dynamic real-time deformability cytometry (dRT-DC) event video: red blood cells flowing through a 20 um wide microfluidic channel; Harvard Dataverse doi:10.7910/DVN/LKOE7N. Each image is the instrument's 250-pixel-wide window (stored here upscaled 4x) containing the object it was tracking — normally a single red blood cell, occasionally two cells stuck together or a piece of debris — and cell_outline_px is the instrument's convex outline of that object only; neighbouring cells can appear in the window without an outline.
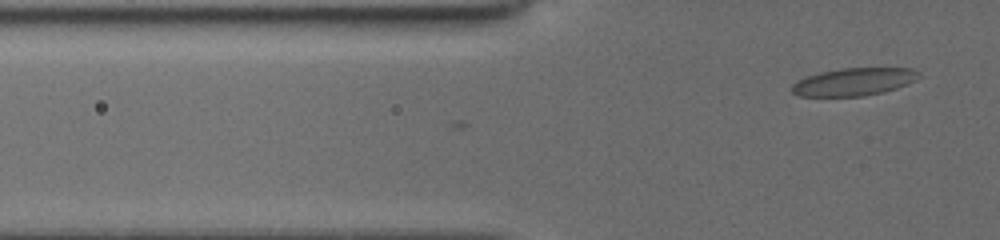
{"species": "common noctule bat (a hibernating species)", "species_latin": "Nyctalus noctula", "temperature_condition": "cold", "stored_images_in_passage": 2, "camera_frame_rate_fps": 3000, "um_per_image_px": 0.085, "animal": {"sex": "female", "body_mass_g": 19.5, "forearm_length_mm": 54.1}, "frame": {"image": 1, "passage_image": 2, "time_ms": 0.333, "image_size_px": [1000, 240], "cell_outline_px": [[920, 76], [908, 84], [884, 92], [864, 96], [800, 96], [792, 92], [792, 84], [808, 76], [820, 72], [844, 68], [912, 68], [920, 72]], "centroid_in_image_um": [72.61, 6.95], "position_along_channel_um": 53.2, "area_um2": 20.35}}